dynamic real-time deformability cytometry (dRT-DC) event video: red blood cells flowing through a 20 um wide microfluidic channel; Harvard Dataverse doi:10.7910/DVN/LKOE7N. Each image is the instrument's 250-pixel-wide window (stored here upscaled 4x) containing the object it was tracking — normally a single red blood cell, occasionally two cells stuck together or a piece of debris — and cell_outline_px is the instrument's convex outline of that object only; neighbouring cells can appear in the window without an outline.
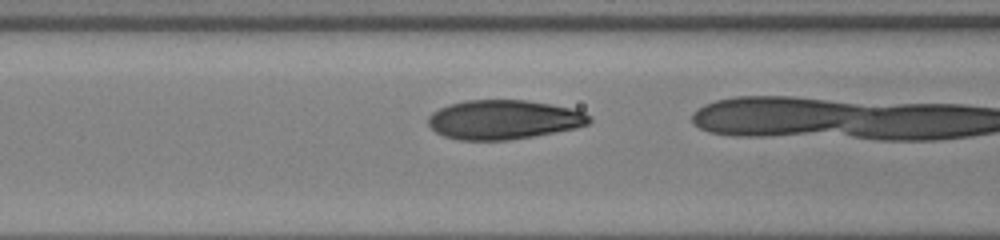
{"species": "human", "species_latin": "Homo sapiens", "temperature_condition": "warm", "stored_images_in_passage": 7, "camera_frame_rate_fps": 3000, "um_per_image_px": 0.085, "donor": {"sex": "male"}, "frame": {"image": 1, "passage_image": 3, "time_ms": 0.667, "image_size_px": [1000, 240], "cell_outline_px": [[592, 120], [588, 124], [576, 128], [532, 136], [508, 140], [456, 140], [444, 136], [436, 132], [428, 124], [428, 116], [432, 112], [448, 104], [464, 100], [524, 100], [548, 104], [568, 108], [584, 112]], "centroid_in_image_um": [42.76, 10.17], "position_along_channel_um": 123.8, "area_um2": 36.7}}
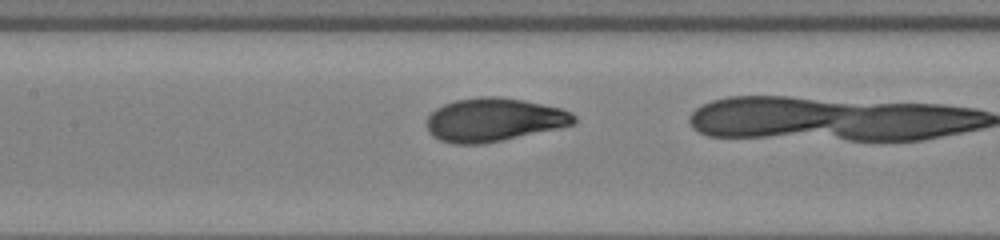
{"frame": {"image": 2, "passage_image": 6, "time_ms": 1.667, "image_size_px": [1000, 240], "cell_outline_px": [[576, 120], [572, 124], [560, 128], [480, 144], [452, 144], [440, 140], [432, 136], [428, 132], [428, 116], [436, 108], [444, 104], [456, 100], [480, 96], [500, 96], [524, 100], [560, 108], [572, 112], [576, 116]], "centroid_in_image_um": [41.97, 10.17], "position_along_channel_um": 165.4, "area_um2": 37.17}}